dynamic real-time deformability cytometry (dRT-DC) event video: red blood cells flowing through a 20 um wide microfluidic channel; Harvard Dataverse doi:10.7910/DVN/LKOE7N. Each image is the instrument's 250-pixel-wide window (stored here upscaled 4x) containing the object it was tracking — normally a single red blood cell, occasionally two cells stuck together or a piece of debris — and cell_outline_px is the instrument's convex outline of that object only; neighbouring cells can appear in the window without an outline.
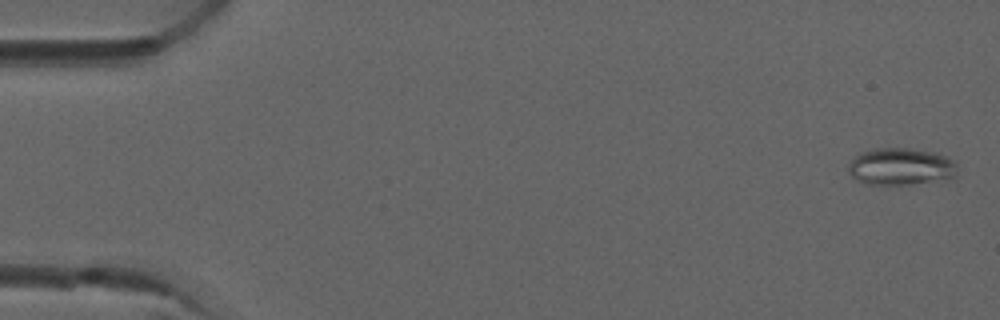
{"species": "common noctule bat (a hibernating species)", "species_latin": "Nyctalus noctula", "temperature_condition": "room temperature", "stored_images_in_passage": 5, "camera_frame_rate_fps": 3000, "um_per_image_px": 0.085, "animal": {"sex": "male", "forearm_length_mm": 52.5}, "frame": {"image": 1, "passage_image": 1, "time_ms": 0.0, "image_size_px": [1000, 320], "cell_outline_px": [[956, 172], [952, 176], [908, 184], [864, 184], [852, 176], [848, 172], [848, 164], [860, 152], [872, 148], [908, 148], [936, 152], [956, 160]], "centroid_in_image_um": [76.51, 14.12], "position_along_channel_um": 8.5, "area_um2": 23.29}}